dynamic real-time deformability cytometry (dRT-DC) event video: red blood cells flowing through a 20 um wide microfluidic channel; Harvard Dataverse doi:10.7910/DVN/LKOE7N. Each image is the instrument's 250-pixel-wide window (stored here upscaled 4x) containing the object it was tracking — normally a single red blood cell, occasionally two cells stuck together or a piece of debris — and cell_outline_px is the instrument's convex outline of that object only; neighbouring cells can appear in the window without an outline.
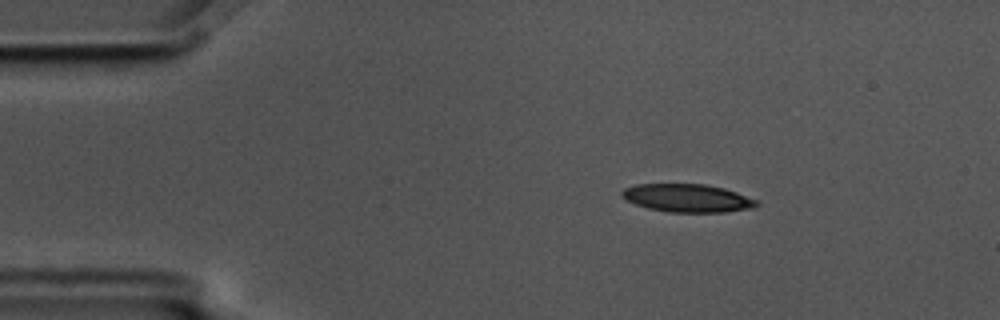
{"species": "common noctule bat (a hibernating species)", "species_latin": "Nyctalus noctula", "temperature_condition": "cold", "stored_images_in_passage": 4, "camera_frame_rate_fps": 3000, "um_per_image_px": 0.085, "animal": {"sex": "male", "body_mass_g": 17.5, "forearm_length_mm": 52.3}, "frame": {"image": 1, "passage_image": 1, "time_ms": 0.0, "image_size_px": [1000, 320], "cell_outline_px": [[760, 204], [752, 208], [724, 212], [668, 212], [648, 208], [636, 204], [620, 196], [620, 192], [624, 188], [636, 184], [704, 184], [724, 188], [760, 200]], "centroid_in_image_um": [58.45, 16.83], "position_along_channel_um": 26.5, "area_um2": 22.14}}
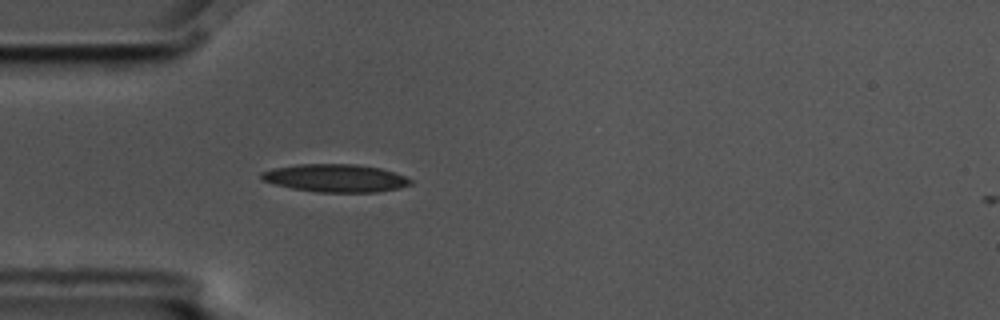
{"frame": {"image": 2, "passage_image": 3, "time_ms": 0.667, "image_size_px": [1000, 320], "cell_outline_px": [[412, 184], [400, 188], [376, 192], [316, 192], [292, 188], [276, 184], [264, 180], [260, 176], [260, 172], [272, 168], [296, 164], [356, 164], [380, 168], [404, 176], [412, 180]], "centroid_in_image_um": [28.51, 15.13], "position_along_channel_um": 56.5, "area_um2": 24.16}}